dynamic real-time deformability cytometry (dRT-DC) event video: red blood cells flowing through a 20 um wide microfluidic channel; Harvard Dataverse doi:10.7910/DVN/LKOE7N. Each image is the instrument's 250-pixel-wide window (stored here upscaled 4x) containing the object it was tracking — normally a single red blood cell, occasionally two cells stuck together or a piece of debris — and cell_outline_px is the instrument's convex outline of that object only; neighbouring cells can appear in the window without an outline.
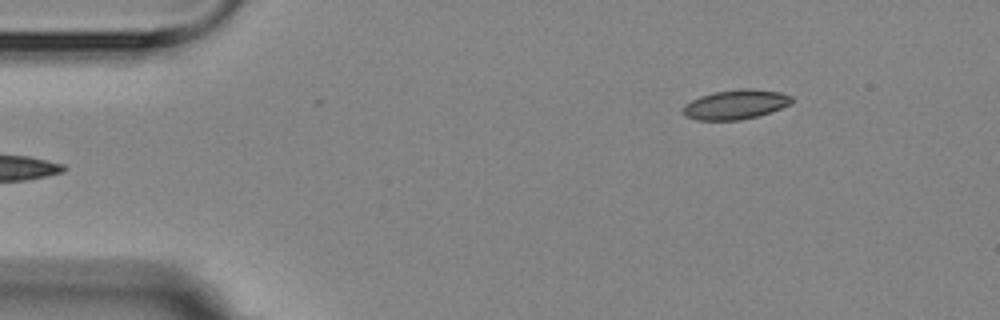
{"species": "Egyptian fruit bat (a non-hibernating species)", "species_latin": "Rousettus aegyptiacus", "temperature_condition": "room temperature", "stored_images_in_passage": 5, "camera_frame_rate_fps": 3000, "um_per_image_px": 0.085, "animal": {"sex": "female"}, "frame": {"image": 1, "passage_image": 5, "time_ms": 4.667, "image_size_px": [1000, 320], "cell_outline_px": [[792, 104], [756, 116], [740, 120], [696, 120], [684, 116], [684, 104], [700, 96], [712, 92], [740, 88], [752, 88], [780, 92], [792, 96]], "centroid_in_image_um": [62.52, 8.87], "position_along_channel_um": 22.5, "area_um2": 18.73}}